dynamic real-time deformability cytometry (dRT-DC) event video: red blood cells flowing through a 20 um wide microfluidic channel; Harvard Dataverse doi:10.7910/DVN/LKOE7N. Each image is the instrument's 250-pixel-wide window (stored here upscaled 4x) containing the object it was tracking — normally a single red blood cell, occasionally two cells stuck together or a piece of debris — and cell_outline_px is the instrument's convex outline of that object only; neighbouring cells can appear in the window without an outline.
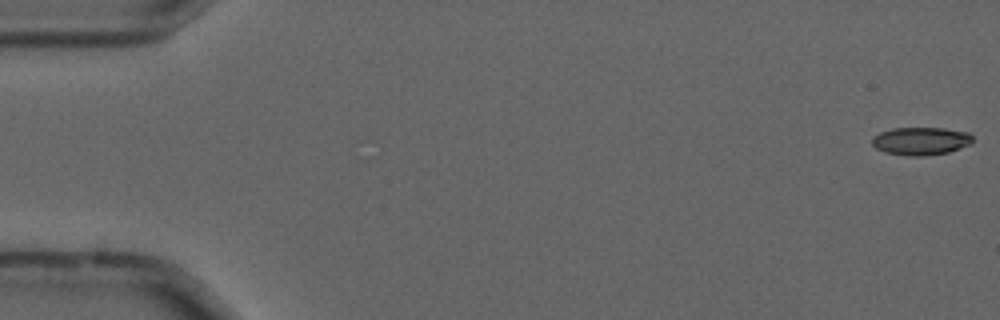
{"species": "common noctule bat (a hibernating species)", "species_latin": "Nyctalus noctula", "temperature_condition": "cold", "stored_images_in_passage": 8, "camera_frame_rate_fps": 3000, "um_per_image_px": 0.085, "animal": {"sex": "male", "forearm_length_mm": 52.5}, "frame": {"image": 1, "passage_image": 1, "time_ms": 0.0, "image_size_px": [1000, 320], "cell_outline_px": [[972, 144], [948, 152], [924, 156], [908, 156], [884, 152], [876, 148], [872, 144], [872, 136], [880, 132], [892, 128], [944, 128], [968, 132], [972, 136]], "centroid_in_image_um": [78.26, 11.99], "position_along_channel_um": 6.7, "area_um2": 16.47}}